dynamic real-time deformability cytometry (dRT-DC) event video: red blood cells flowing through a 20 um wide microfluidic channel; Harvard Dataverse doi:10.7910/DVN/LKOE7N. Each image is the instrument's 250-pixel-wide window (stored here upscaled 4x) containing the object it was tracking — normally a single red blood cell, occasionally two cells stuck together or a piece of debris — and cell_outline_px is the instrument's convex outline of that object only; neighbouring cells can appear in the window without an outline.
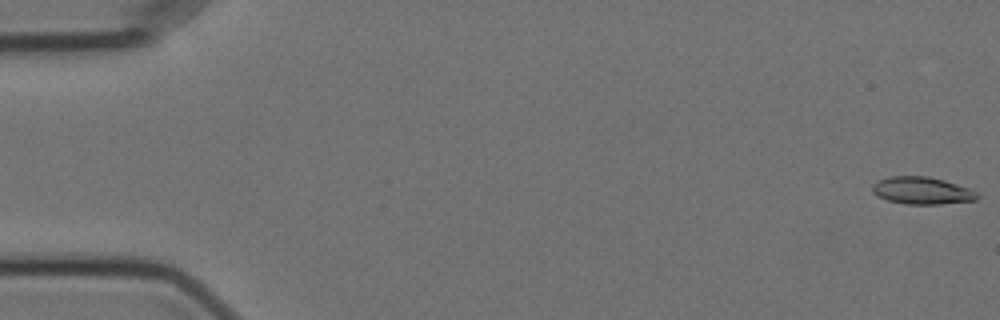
{"species": "Egyptian fruit bat (a non-hibernating species)", "species_latin": "Rousettus aegyptiacus", "temperature_condition": "cold", "stored_images_in_passage": 57, "camera_frame_rate_fps": 3000, "um_per_image_px": 0.085, "animal": {"sex": "female"}, "frame": {"image": 1, "passage_image": 1, "time_ms": 0.0, "image_size_px": [1000, 320], "cell_outline_px": [[980, 196], [976, 200], [940, 204], [904, 204], [888, 200], [872, 192], [872, 184], [880, 180], [892, 176], [928, 176], [944, 180], [968, 188], [976, 192]], "centroid_in_image_um": [78.38, 16.2], "position_along_channel_um": 6.6, "area_um2": 16.53}}
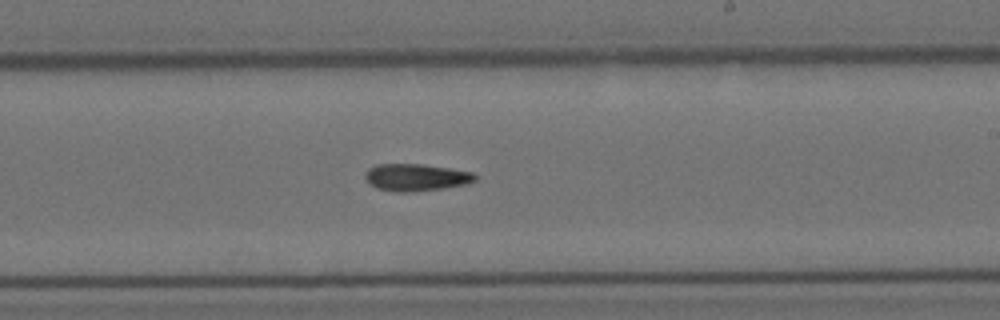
{"frame": {"image": 2, "passage_image": 34, "time_ms": 11.0, "image_size_px": [1000, 320], "cell_outline_px": [[476, 180], [468, 184], [444, 188], [412, 192], [396, 192], [376, 188], [368, 184], [364, 176], [364, 172], [368, 168], [376, 164], [424, 164], [472, 172], [476, 176]], "centroid_in_image_um": [35.32, 15.08], "position_along_channel_um": 253.7, "area_um2": 17.63}}
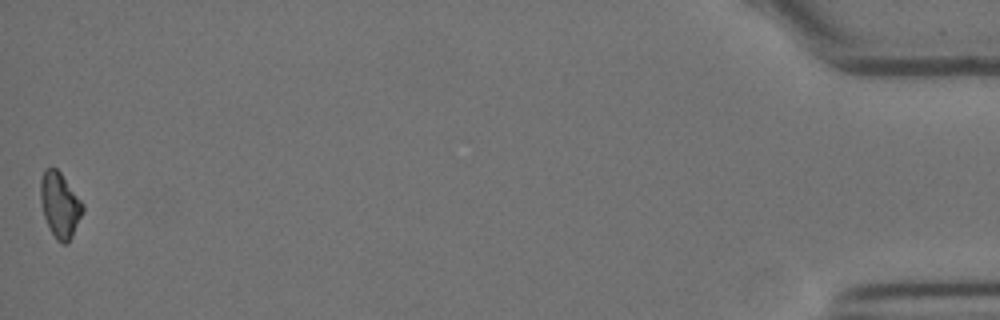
{"frame": {"image": 3, "passage_image": 57, "time_ms": 18.667, "image_size_px": [1000, 320], "cell_outline_px": [[84, 208], [72, 236], [68, 244], [60, 244], [56, 240], [44, 216], [40, 200], [40, 180], [44, 168], [56, 168], [60, 172], [84, 204]], "centroid_in_image_um": [5.08, 17.42], "position_along_channel_um": 430.1, "area_um2": 15.95}}